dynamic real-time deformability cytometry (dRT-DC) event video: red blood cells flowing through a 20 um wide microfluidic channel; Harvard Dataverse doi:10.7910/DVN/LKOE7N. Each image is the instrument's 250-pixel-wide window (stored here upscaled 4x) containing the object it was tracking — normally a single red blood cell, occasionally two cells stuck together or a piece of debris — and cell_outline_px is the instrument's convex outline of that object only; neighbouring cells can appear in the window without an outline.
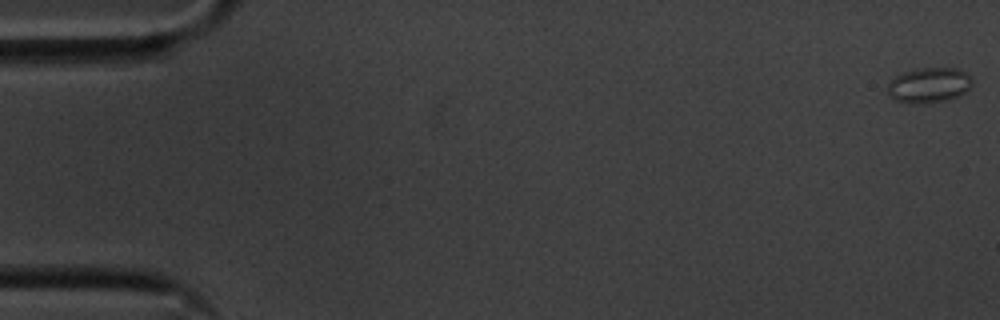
{"species": "common noctule bat (a hibernating species)", "species_latin": "Nyctalus noctula", "temperature_condition": "cold", "stored_images_in_passage": 57, "camera_frame_rate_fps": 3000, "um_per_image_px": 0.085, "animal": {"sex": "male", "body_mass_g": 20.1, "forearm_length_mm": 53.5}, "frame": {"image": 1, "passage_image": 1, "time_ms": 0.0, "image_size_px": [1000, 320], "cell_outline_px": [[972, 84], [964, 92], [948, 100], [892, 100], [888, 92], [888, 84], [896, 76], [904, 72], [924, 68], [956, 68], [964, 72], [972, 80]], "centroid_in_image_um": [78.98, 7.18], "position_along_channel_um": 6.0, "area_um2": 16.24}}
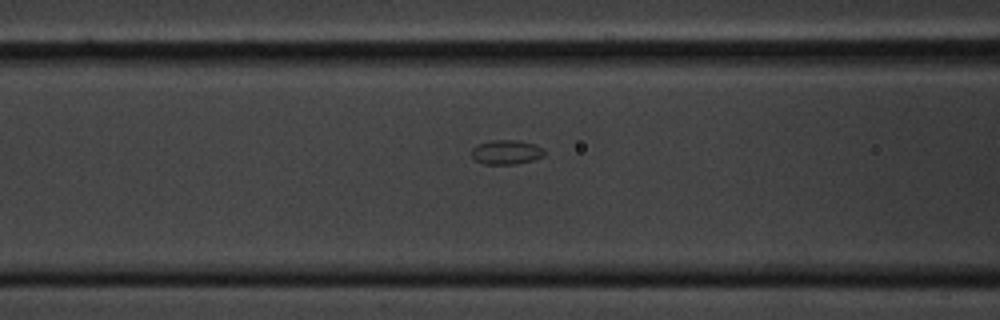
{"frame": {"image": 2, "passage_image": 23, "time_ms": 7.333, "image_size_px": [1000, 320], "cell_outline_px": [[544, 156], [532, 160], [516, 164], [484, 164], [476, 160], [472, 156], [472, 148], [476, 144], [492, 140], [516, 140], [536, 144], [544, 148]], "centroid_in_image_um": [43.05, 12.92], "position_along_channel_um": 123.6, "area_um2": 10.4}}
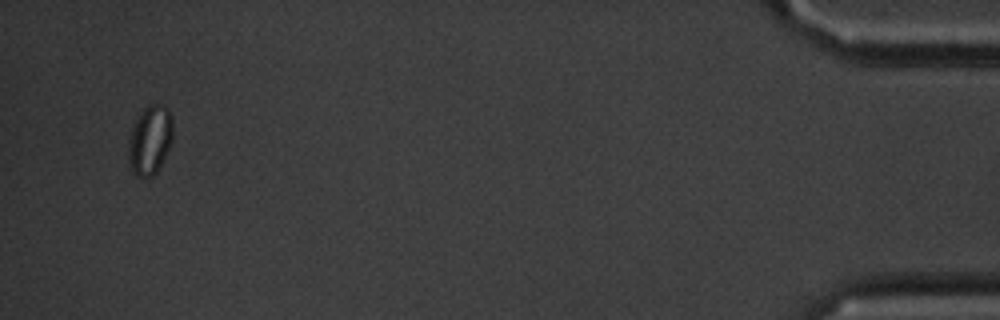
{"frame": {"image": 3, "passage_image": 55, "time_ms": 18.0, "image_size_px": [1000, 320], "cell_outline_px": [[172, 140], [156, 172], [152, 176], [136, 176], [132, 172], [128, 160], [128, 140], [132, 124], [140, 112], [148, 104], [156, 104], [168, 108], [172, 116]], "centroid_in_image_um": [12.71, 11.87], "position_along_channel_um": 422.5, "area_um2": 17.92}, "authors_computed_cell_mechanics": {"area_um2": 11.9068, "velocity_mm_per_s": 3.5522, "shape_relaxation_time_tau1_ms": null, "shape_relaxation_time_tau2_ms": 2.6443, "deformation_change_tau1": null, "deformation_change_tau2": 0.055}}